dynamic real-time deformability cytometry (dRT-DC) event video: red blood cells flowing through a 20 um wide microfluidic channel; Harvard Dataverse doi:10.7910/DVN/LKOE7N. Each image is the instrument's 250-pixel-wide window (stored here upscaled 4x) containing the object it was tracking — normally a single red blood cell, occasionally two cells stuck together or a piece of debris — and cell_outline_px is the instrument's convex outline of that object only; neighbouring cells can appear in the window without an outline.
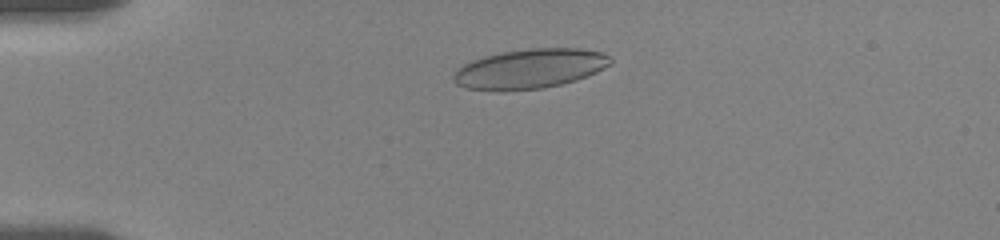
{"species": "human", "species_latin": "Homo sapiens", "temperature_condition": "room temperature", "stored_images_in_passage": 14, "camera_frame_rate_fps": 3000, "um_per_image_px": 0.085, "donor": {"sex": "female"}, "frame": {"image": 1, "passage_image": 2, "time_ms": 0.667, "image_size_px": [1000, 240], "cell_outline_px": [[612, 60], [604, 68], [596, 72], [576, 80], [544, 88], [496, 92], [464, 88], [456, 84], [452, 76], [456, 68], [472, 60], [484, 56], [504, 52], [532, 48], [580, 48], [604, 52]], "centroid_in_image_um": [44.99, 5.86], "position_along_channel_um": 40.0, "area_um2": 36.47}}
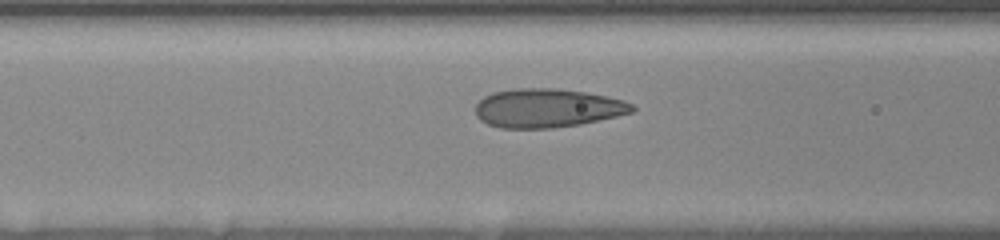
{"frame": {"image": 2, "passage_image": 9, "time_ms": 4.0, "image_size_px": [1000, 240], "cell_outline_px": [[636, 108], [632, 112], [616, 116], [580, 124], [552, 128], [500, 128], [488, 124], [480, 120], [476, 116], [476, 104], [484, 96], [492, 92], [512, 88], [556, 88], [584, 92], [608, 96], [624, 100], [632, 104]], "centroid_in_image_um": [46.5, 9.18], "position_along_channel_um": 120.1, "area_um2": 35.55}}
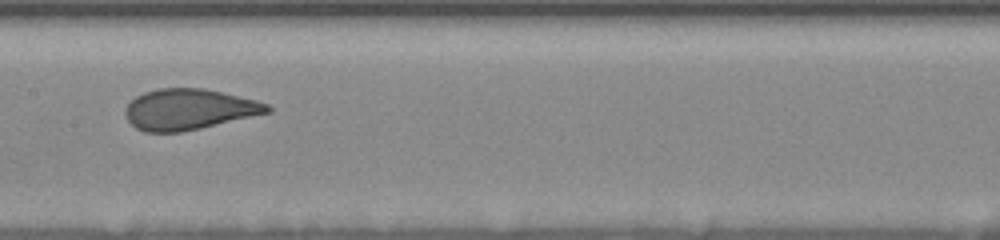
{"frame": {"image": 3, "passage_image": 13, "time_ms": 6.0, "image_size_px": [1000, 240], "cell_outline_px": [[272, 112], [200, 128], [180, 132], [144, 132], [136, 128], [124, 116], [124, 108], [136, 96], [144, 92], [160, 88], [204, 88], [256, 100], [268, 104], [272, 108]], "centroid_in_image_um": [16.05, 9.29], "position_along_channel_um": 191.4, "area_um2": 33.76}}